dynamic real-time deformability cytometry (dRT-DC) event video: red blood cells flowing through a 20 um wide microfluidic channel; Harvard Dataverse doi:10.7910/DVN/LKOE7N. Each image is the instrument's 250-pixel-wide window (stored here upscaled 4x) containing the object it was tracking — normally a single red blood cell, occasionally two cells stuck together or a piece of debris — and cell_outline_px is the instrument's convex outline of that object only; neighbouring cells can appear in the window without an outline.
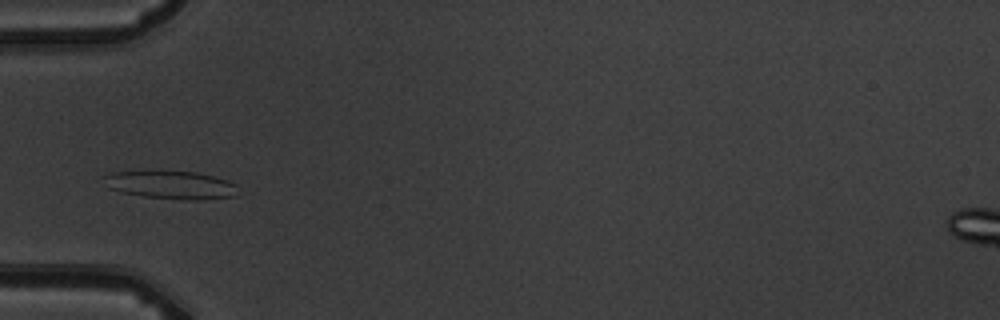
{"species": "common noctule bat (a hibernating species)", "species_latin": "Nyctalus noctula", "temperature_condition": "warm", "stored_images_in_passage": 14, "camera_frame_rate_fps": 3000, "um_per_image_px": 0.085, "animal": {"sex": "male", "body_mass_g": 19.5, "forearm_length_mm": 54.6}, "frame": {"image": 1, "passage_image": 4, "time_ms": 3.667, "image_size_px": [1000, 320], "cell_outline_px": [[236, 196], [196, 200], [184, 200], [144, 196], [120, 192], [108, 188], [104, 176], [108, 172], [152, 168], [196, 172], [228, 180], [236, 184]], "centroid_in_image_um": [14.45, 15.66], "position_along_channel_um": 70.5, "area_um2": 22.83}}
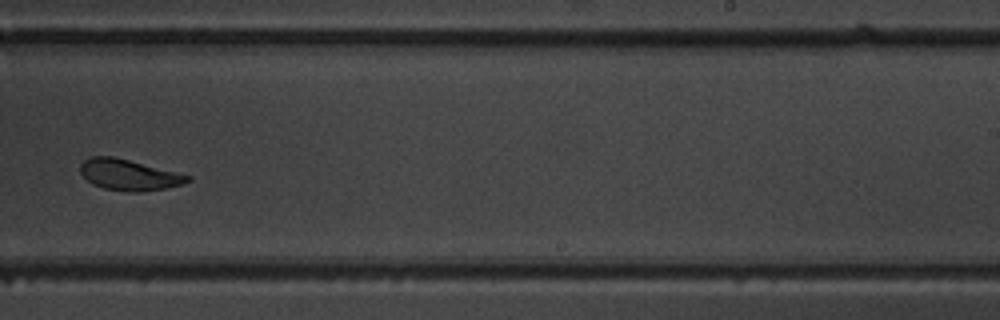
{"frame": {"image": 2, "passage_image": 9, "time_ms": 9.333, "image_size_px": [1000, 320], "cell_outline_px": [[192, 180], [184, 184], [168, 188], [140, 192], [124, 192], [104, 188], [92, 184], [80, 172], [80, 164], [84, 160], [92, 156], [112, 156], [192, 176]], "centroid_in_image_um": [10.98, 14.88], "position_along_channel_um": 278.0, "area_um2": 19.36}}
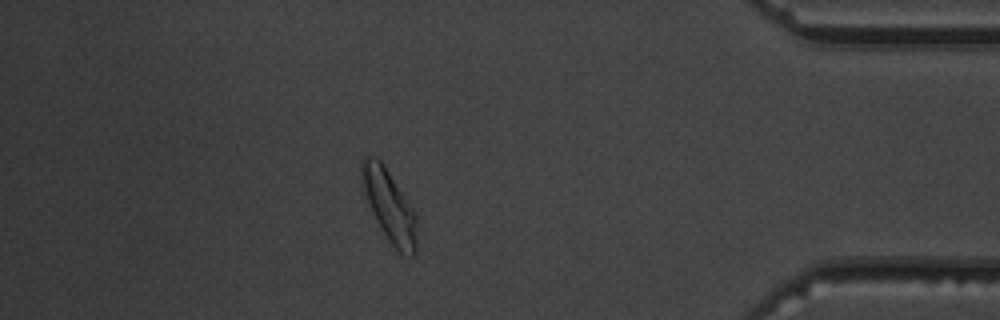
{"frame": {"image": 3, "passage_image": 13, "time_ms": 13.667, "image_size_px": [1000, 320], "cell_outline_px": [[416, 252], [412, 256], [404, 256], [388, 240], [376, 220], [372, 212], [360, 176], [360, 160], [364, 156], [376, 156], [380, 160], [416, 212]], "centroid_in_image_um": [33.09, 17.48], "position_along_channel_um": 402.1, "area_um2": 22.77}, "authors_computed_cell_mechanics": {"area_um2": 21.0103, "velocity_mm_per_s": 3.6781, "shape_relaxation_time_tau1_ms": 4.2731, "shape_relaxation_time_tau2_ms": 4.4263, "deformation_change_tau1": 0.1287, "deformation_change_tau2": 0.0937}}